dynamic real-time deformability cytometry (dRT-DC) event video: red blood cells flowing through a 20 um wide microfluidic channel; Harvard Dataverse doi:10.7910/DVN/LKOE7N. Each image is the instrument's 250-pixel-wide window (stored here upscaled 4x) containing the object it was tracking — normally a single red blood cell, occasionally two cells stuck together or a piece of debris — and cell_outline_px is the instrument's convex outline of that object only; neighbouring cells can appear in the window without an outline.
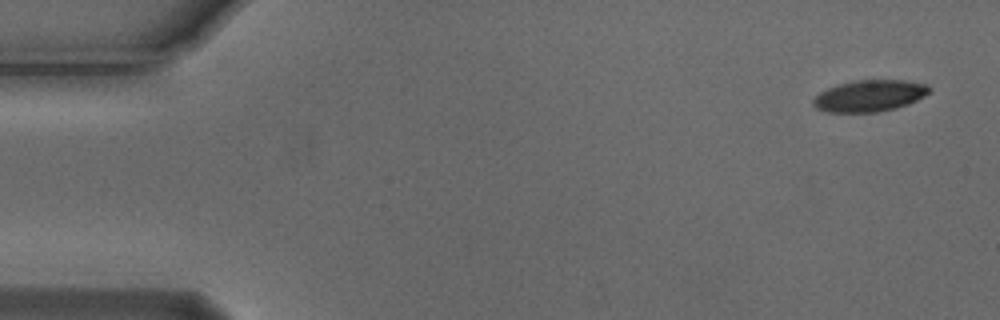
{"species": "Egyptian fruit bat (a non-hibernating species)", "species_latin": "Rousettus aegyptiacus", "temperature_condition": "cold", "stored_images_in_passage": 5, "camera_frame_rate_fps": 3000, "um_per_image_px": 0.085, "animal": {"sex": "male"}, "frame": {"image": 1, "passage_image": 1, "time_ms": 0.0, "image_size_px": [1000, 320], "cell_outline_px": [[932, 88], [924, 96], [908, 104], [896, 108], [876, 112], [828, 112], [816, 108], [812, 104], [812, 100], [820, 92], [828, 88], [840, 84], [856, 80], [904, 80], [924, 84]], "centroid_in_image_um": [73.9, 8.15], "position_along_channel_um": 11.1, "area_um2": 21.15}}